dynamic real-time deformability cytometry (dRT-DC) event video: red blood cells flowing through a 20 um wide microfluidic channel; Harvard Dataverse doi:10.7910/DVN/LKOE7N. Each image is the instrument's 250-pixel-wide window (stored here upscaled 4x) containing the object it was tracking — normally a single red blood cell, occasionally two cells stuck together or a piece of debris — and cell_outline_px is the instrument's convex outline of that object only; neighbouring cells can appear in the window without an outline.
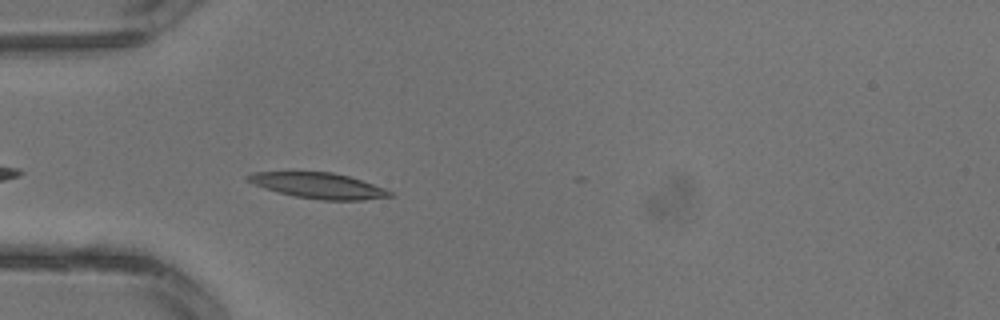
{"species": "common noctule bat (a hibernating species)", "species_latin": "Nyctalus noctula", "temperature_condition": "warm", "stored_images_in_passage": 3, "camera_frame_rate_fps": 3000, "um_per_image_px": 0.085, "animal": {"sex": "male", "body_mass_g": 13.3}, "frame": {"image": 1, "passage_image": 3, "time_ms": 0.667, "image_size_px": [1000, 320], "cell_outline_px": [[396, 196], [360, 200], [320, 200], [296, 196], [264, 188], [244, 180], [244, 176], [252, 172], [288, 168], [332, 172], [348, 176], [384, 188], [392, 192]], "centroid_in_image_um": [26.93, 15.71], "position_along_channel_um": 58.1, "area_um2": 22.25}}